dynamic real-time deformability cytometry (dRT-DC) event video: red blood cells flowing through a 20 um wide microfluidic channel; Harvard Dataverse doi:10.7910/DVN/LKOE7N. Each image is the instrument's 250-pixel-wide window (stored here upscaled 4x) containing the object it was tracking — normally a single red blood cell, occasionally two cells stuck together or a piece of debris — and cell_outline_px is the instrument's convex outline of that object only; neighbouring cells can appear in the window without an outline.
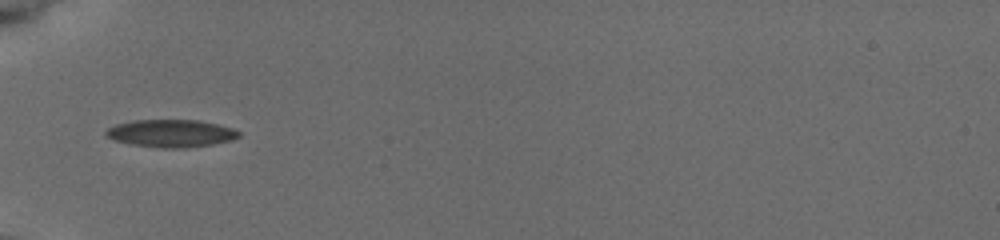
{"species": "common noctule bat (a hibernating species)", "species_latin": "Nyctalus noctula", "temperature_condition": "cold", "stored_images_in_passage": 36, "camera_frame_rate_fps": 3000, "um_per_image_px": 0.085, "animal": {"sex": "female", "body_mass_g": 19.5, "forearm_length_mm": 54.1}, "frame": {"image": 1, "passage_image": 1, "time_ms": 0.0, "image_size_px": [1000, 240], "cell_outline_px": [[240, 136], [232, 140], [212, 144], [184, 148], [164, 148], [132, 144], [116, 140], [104, 136], [104, 132], [108, 128], [116, 124], [132, 120], [200, 120], [232, 128], [240, 132]], "centroid_in_image_um": [14.53, 11.33], "position_along_channel_um": 70.5, "area_um2": 21.27}}
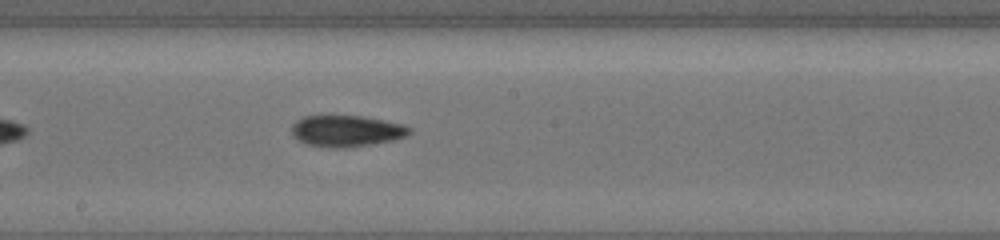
{"frame": {"image": 2, "passage_image": 13, "time_ms": 4.0, "image_size_px": [1000, 240], "cell_outline_px": [[412, 132], [404, 136], [392, 140], [348, 148], [332, 148], [308, 144], [292, 136], [292, 124], [296, 120], [304, 116], [364, 116], [400, 124], [412, 128]], "centroid_in_image_um": [29.42, 11.13], "position_along_channel_um": 218.8, "area_um2": 21.33}}
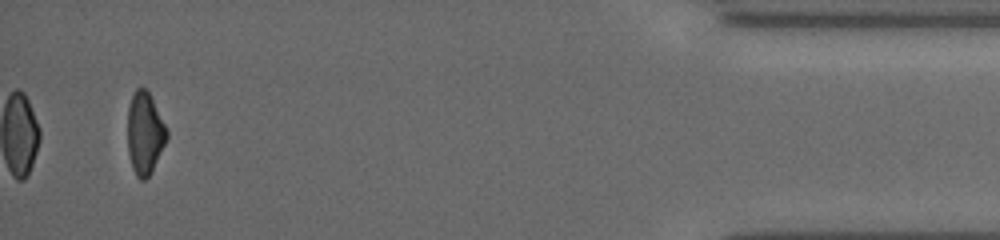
{"frame": {"image": 3, "passage_image": 34, "time_ms": 11.0, "image_size_px": [1000, 240], "cell_outline_px": [[168, 136], [152, 172], [144, 180], [140, 180], [136, 176], [132, 168], [128, 152], [128, 108], [132, 96], [136, 88], [144, 88], [148, 92], [168, 132]], "centroid_in_image_um": [12.29, 11.37], "position_along_channel_um": 422.9, "area_um2": 18.44}, "authors_computed_cell_mechanics": {"area_um2": 20.7791, "velocity_mm_per_s": 3.7935, "shape_relaxation_time_tau1_ms": 5.4086, "shape_relaxation_time_tau2_ms": null, "deformation_change_tau1": 0.153, "deformation_change_tau2": null}}